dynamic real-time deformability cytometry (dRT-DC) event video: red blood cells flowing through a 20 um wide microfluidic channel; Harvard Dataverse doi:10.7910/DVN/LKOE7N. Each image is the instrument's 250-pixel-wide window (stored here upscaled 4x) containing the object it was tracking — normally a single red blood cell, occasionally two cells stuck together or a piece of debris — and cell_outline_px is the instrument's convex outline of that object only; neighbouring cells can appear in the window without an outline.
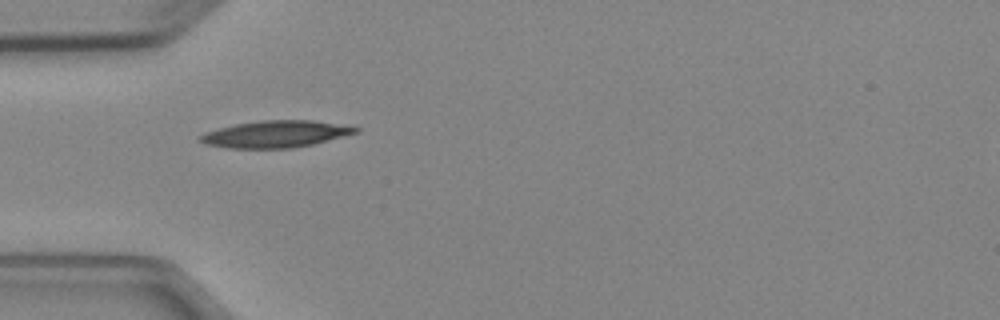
{"species": "Egyptian fruit bat (a non-hibernating species)", "species_latin": "Rousettus aegyptiacus", "temperature_condition": "cold", "stored_images_in_passage": 5, "camera_frame_rate_fps": 3000, "um_per_image_px": 0.085, "animal": {"sex": "female"}, "frame": {"image": 1, "passage_image": 5, "time_ms": 4.667, "image_size_px": [1000, 320], "cell_outline_px": [[360, 132], [312, 144], [292, 148], [228, 148], [204, 144], [196, 140], [204, 132], [236, 124], [260, 120], [312, 120], [360, 128]], "centroid_in_image_um": [23.38, 11.4], "position_along_channel_um": 61.6, "area_um2": 24.22}}